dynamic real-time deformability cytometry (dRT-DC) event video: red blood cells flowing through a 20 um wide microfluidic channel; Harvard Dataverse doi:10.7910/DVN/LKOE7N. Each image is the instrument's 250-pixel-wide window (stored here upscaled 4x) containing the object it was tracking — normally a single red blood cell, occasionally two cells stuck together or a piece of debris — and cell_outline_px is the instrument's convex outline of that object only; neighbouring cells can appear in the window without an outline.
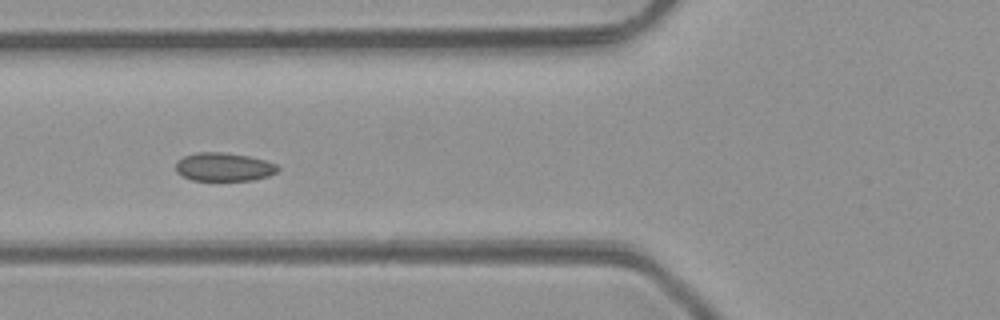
{"species": "common noctule bat (a hibernating species)", "species_latin": "Nyctalus noctula", "temperature_condition": "room temperature", "stored_images_in_passage": 6, "camera_frame_rate_fps": 3000, "um_per_image_px": 0.085, "animal": {"sex": "male", "body_mass_g": 23.1, "forearm_length_mm": 52.7}, "frame": {"image": 1, "passage_image": 6, "time_ms": 5.667, "image_size_px": [1000, 320], "cell_outline_px": [[280, 168], [276, 172], [268, 176], [252, 180], [192, 180], [176, 172], [176, 160], [184, 156], [200, 152], [224, 152], [248, 156], [264, 160], [276, 164]], "centroid_in_image_um": [19.02, 14.18], "position_along_channel_um": 106.8, "area_um2": 16.82}}